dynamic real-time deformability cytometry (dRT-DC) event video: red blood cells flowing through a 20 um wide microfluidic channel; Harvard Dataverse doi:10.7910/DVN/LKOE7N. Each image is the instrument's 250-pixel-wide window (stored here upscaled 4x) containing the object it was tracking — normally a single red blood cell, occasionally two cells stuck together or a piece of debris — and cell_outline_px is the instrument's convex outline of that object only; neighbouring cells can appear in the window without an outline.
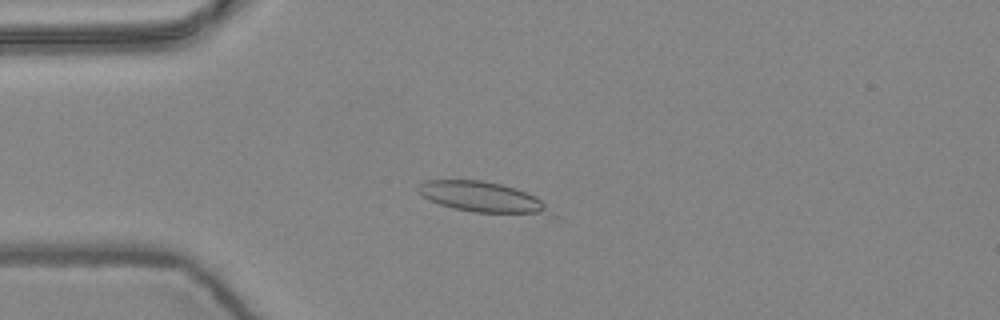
{"species": "common noctule bat (a hibernating species)", "species_latin": "Nyctalus noctula", "temperature_condition": "warm", "stored_images_in_passage": 11, "camera_frame_rate_fps": 3000, "um_per_image_px": 0.085, "animal": {"sex": "female", "body_mass_g": 24.6, "forearm_length_mm": 56.2}, "frame": {"image": 1, "passage_image": 4, "time_ms": 1.0, "image_size_px": [1000, 320], "cell_outline_px": [[560, 220], [472, 212], [452, 208], [428, 200], [416, 188], [424, 180], [480, 180], [500, 184], [516, 188], [536, 196]], "centroid_in_image_um": [41.22, 16.85], "position_along_channel_um": 43.8, "area_um2": 24.8}}
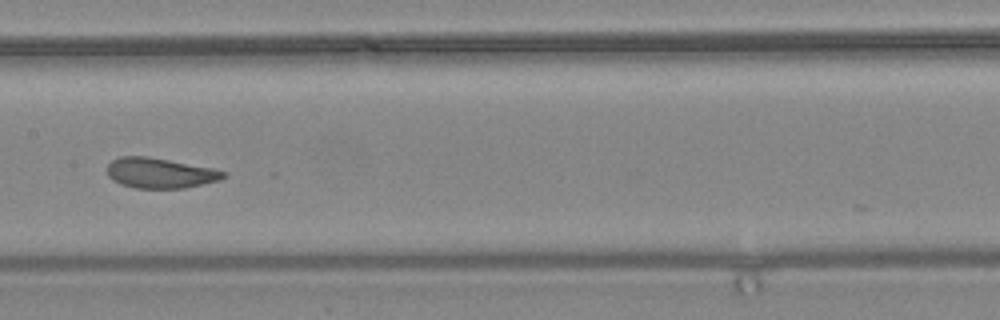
{"frame": {"image": 2, "passage_image": 8, "time_ms": 2.333, "image_size_px": [1000, 320], "cell_outline_px": [[228, 176], [220, 180], [184, 188], [136, 188], [120, 184], [112, 180], [108, 176], [108, 164], [112, 160], [120, 156], [148, 156], [212, 168], [224, 172]], "centroid_in_image_um": [13.59, 14.71], "position_along_channel_um": 193.8, "area_um2": 20.46}}
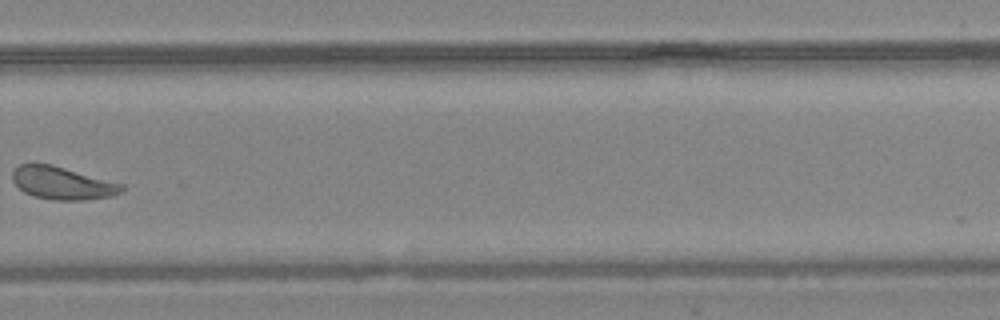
{"frame": {"image": 3, "passage_image": 11, "time_ms": 3.333, "image_size_px": [1000, 320], "cell_outline_px": [[124, 188], [120, 192], [112, 196], [84, 200], [52, 200], [32, 196], [24, 192], [12, 180], [12, 172], [20, 164], [36, 160], [52, 164], [124, 184]], "centroid_in_image_um": [5.26, 15.53], "position_along_channel_um": 324.5, "area_um2": 21.27}}